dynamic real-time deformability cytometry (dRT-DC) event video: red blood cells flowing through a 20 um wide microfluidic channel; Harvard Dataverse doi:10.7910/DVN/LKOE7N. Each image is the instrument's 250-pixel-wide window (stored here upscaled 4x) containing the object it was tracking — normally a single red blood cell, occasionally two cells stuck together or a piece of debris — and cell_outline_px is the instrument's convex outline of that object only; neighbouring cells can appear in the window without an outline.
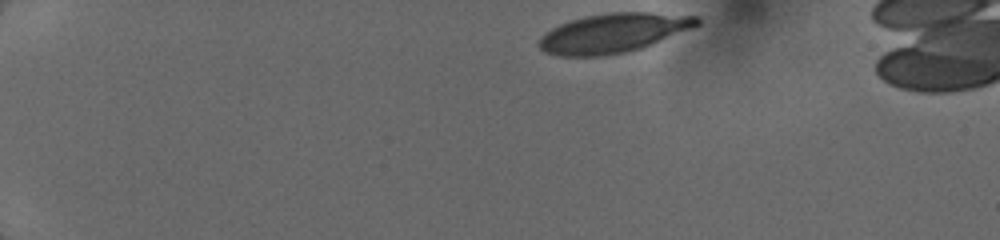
{"species": "human", "species_latin": "Homo sapiens", "temperature_condition": "cold", "stored_images_in_passage": 38, "camera_frame_rate_fps": 3000, "um_per_image_px": 0.085, "donor": {"sex": "female"}, "frame": {"image": 1, "passage_image": 1, "time_ms": 0.0, "image_size_px": [1000, 240], "cell_outline_px": [[700, 24], [692, 28], [652, 44], [640, 48], [624, 52], [600, 56], [560, 56], [544, 52], [536, 44], [540, 36], [544, 32], [560, 24], [584, 16], [608, 12], [652, 12], [700, 16]], "centroid_in_image_um": [52.11, 2.79], "position_along_channel_um": 32.9, "area_um2": 36.3}}
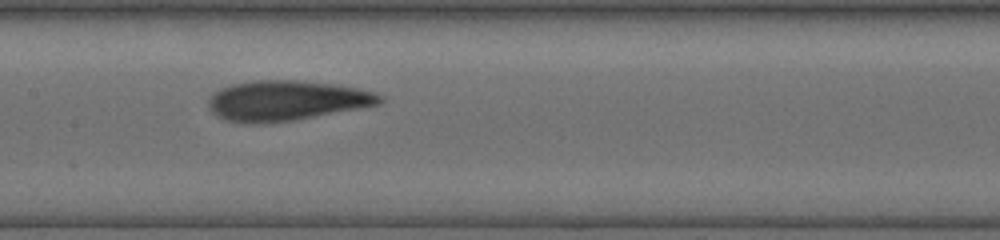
{"frame": {"image": 2, "passage_image": 16, "time_ms": 6.0, "image_size_px": [1000, 240], "cell_outline_px": [[384, 100], [380, 104], [292, 120], [260, 124], [252, 124], [224, 120], [216, 116], [208, 108], [208, 100], [220, 88], [232, 84], [256, 80], [296, 80], [332, 84], [356, 88], [372, 92], [384, 96]], "centroid_in_image_um": [24.3, 8.55], "position_along_channel_um": 183.1, "area_um2": 39.77}}
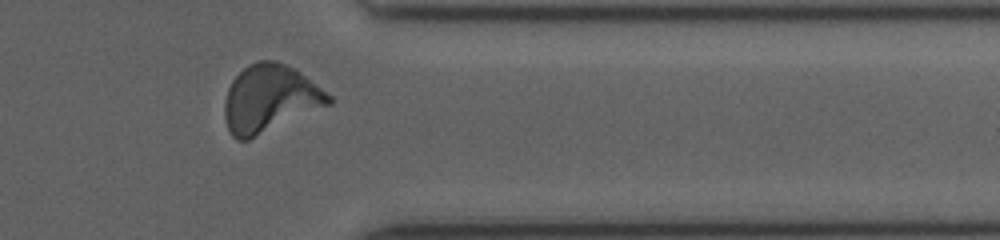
{"frame": {"image": 3, "passage_image": 31, "time_ms": 11.0, "image_size_px": [1000, 240], "cell_outline_px": [[332, 104], [248, 140], [236, 140], [232, 136], [228, 128], [224, 116], [224, 104], [228, 88], [232, 80], [248, 64], [256, 60], [276, 60], [296, 68], [332, 96]], "centroid_in_image_um": [22.95, 8.37], "position_along_channel_um": 388.5, "area_um2": 41.15}}